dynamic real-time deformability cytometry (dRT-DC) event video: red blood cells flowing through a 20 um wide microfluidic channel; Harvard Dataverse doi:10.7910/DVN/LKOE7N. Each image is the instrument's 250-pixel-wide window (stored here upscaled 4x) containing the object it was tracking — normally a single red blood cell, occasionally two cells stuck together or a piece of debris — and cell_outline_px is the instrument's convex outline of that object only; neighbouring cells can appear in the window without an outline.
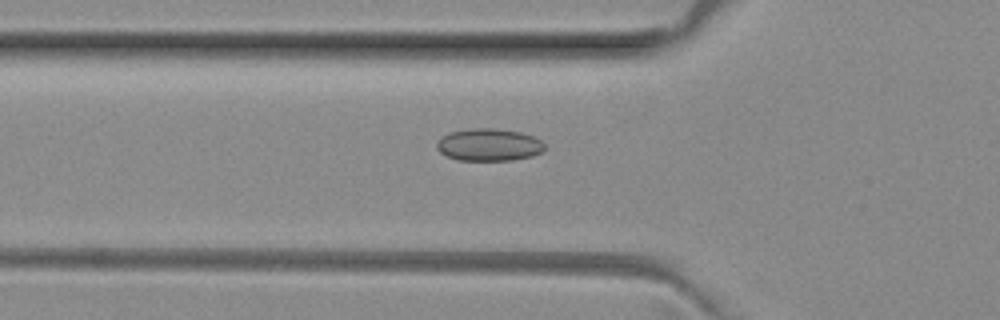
{"species": "common noctule bat (a hibernating species)", "species_latin": "Nyctalus noctula", "temperature_condition": "room temperature", "stored_images_in_passage": 41, "camera_frame_rate_fps": 3000, "um_per_image_px": 0.085, "animal": {"sex": "female", "body_mass_g": 29.2, "forearm_length_mm": 56.3}, "frame": {"image": 1, "passage_image": 8, "time_ms": 2.333, "image_size_px": [1000, 320], "cell_outline_px": [[544, 148], [540, 152], [532, 156], [512, 160], [456, 160], [440, 152], [436, 148], [436, 144], [440, 136], [448, 132], [468, 128], [492, 128], [520, 132], [532, 136], [540, 140], [544, 144]], "centroid_in_image_um": [41.5, 12.3], "position_along_channel_um": 84.3, "area_um2": 20.4}}
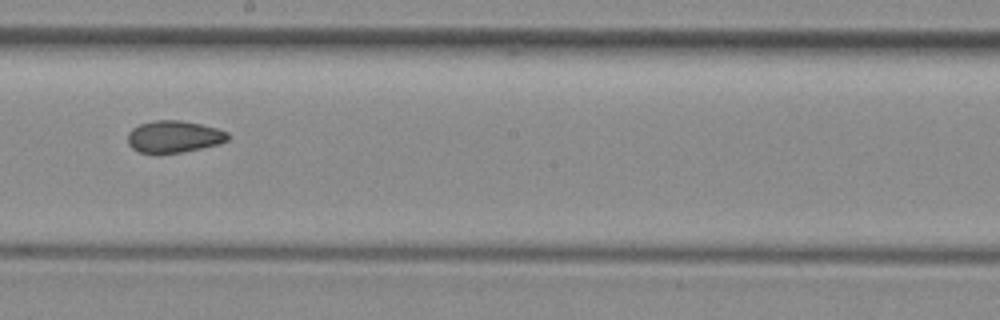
{"frame": {"image": 2, "passage_image": 19, "time_ms": 6.0, "image_size_px": [1000, 320], "cell_outline_px": [[228, 140], [220, 144], [184, 152], [156, 156], [140, 152], [132, 148], [128, 144], [128, 132], [132, 128], [140, 124], [152, 120], [180, 120], [200, 124], [216, 128], [228, 132]], "centroid_in_image_um": [14.75, 11.65], "position_along_channel_um": 233.5, "area_um2": 19.19}}
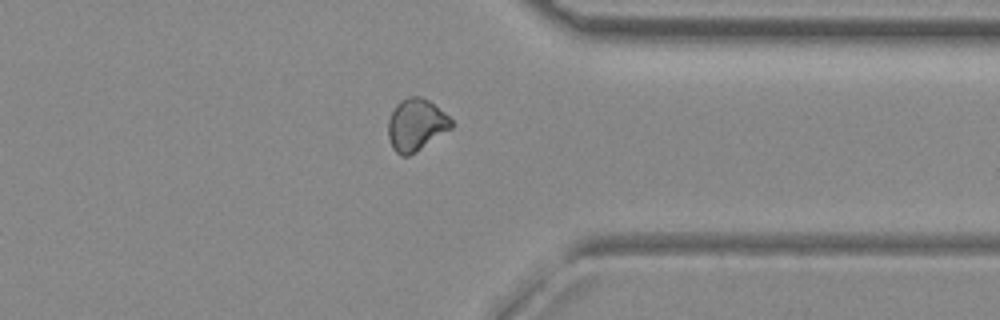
{"frame": {"image": 3, "passage_image": 30, "time_ms": 9.667, "image_size_px": [1000, 320], "cell_outline_px": [[452, 128], [416, 152], [408, 156], [400, 156], [392, 148], [388, 140], [388, 120], [396, 104], [400, 100], [408, 96], [420, 96], [428, 100], [444, 112], [452, 120]], "centroid_in_image_um": [35.34, 10.62], "position_along_channel_um": 376.1, "area_um2": 19.25}, "authors_computed_cell_mechanics": {"area_um2": 19.1896, "velocity_mm_per_s": 4.0531, "shape_relaxation_time_tau1_ms": null, "shape_relaxation_time_tau2_ms": 3.4075, "deformation_change_tau1": null, "deformation_change_tau2": 0.0806}}